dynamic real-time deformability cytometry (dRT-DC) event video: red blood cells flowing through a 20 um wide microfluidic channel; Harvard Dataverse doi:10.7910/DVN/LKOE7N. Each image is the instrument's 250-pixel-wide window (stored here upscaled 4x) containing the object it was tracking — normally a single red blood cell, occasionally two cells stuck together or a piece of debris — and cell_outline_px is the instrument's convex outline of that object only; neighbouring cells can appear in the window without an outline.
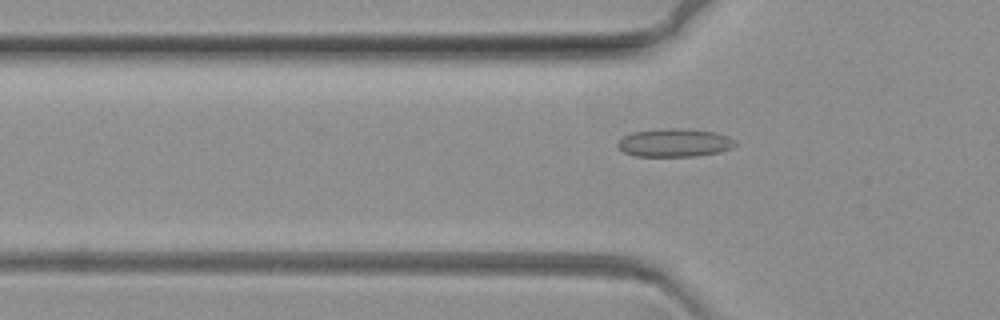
{"species": "common noctule bat (a hibernating species)", "species_latin": "Nyctalus noctula", "temperature_condition": "warm", "stored_images_in_passage": 40, "camera_frame_rate_fps": 3000, "um_per_image_px": 0.085, "animal": {"sex": "female", "body_mass_g": 19.3, "forearm_length_mm": 54.1}, "frame": {"image": 1, "passage_image": 3, "time_ms": 0.667, "image_size_px": [1000, 320], "cell_outline_px": [[736, 144], [732, 148], [720, 152], [696, 156], [636, 156], [624, 152], [616, 144], [624, 136], [632, 132], [660, 128], [680, 128], [716, 132], [728, 136], [736, 140]], "centroid_in_image_um": [57.36, 12.12], "position_along_channel_um": 68.4, "area_um2": 19.42}}
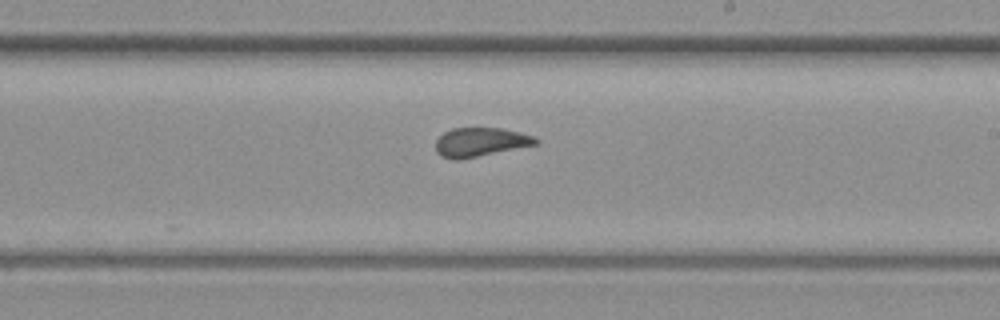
{"frame": {"image": 2, "passage_image": 21, "time_ms": 6.667, "image_size_px": [1000, 320], "cell_outline_px": [[540, 140], [536, 144], [460, 160], [452, 160], [440, 156], [436, 152], [436, 140], [444, 132], [452, 128], [500, 128], [520, 132], [536, 136]], "centroid_in_image_um": [40.82, 12.08], "position_along_channel_um": 248.2, "area_um2": 16.94}}
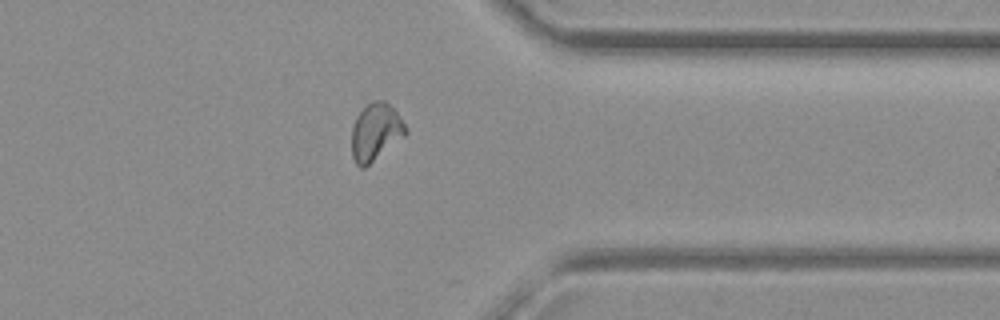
{"frame": {"image": 3, "passage_image": 35, "time_ms": 11.333, "image_size_px": [1000, 320], "cell_outline_px": [[408, 132], [404, 136], [364, 168], [360, 168], [356, 164], [352, 156], [352, 128], [356, 116], [372, 100], [384, 100], [396, 112], [408, 128]], "centroid_in_image_um": [31.92, 11.22], "position_along_channel_um": 379.5, "area_um2": 17.8}}